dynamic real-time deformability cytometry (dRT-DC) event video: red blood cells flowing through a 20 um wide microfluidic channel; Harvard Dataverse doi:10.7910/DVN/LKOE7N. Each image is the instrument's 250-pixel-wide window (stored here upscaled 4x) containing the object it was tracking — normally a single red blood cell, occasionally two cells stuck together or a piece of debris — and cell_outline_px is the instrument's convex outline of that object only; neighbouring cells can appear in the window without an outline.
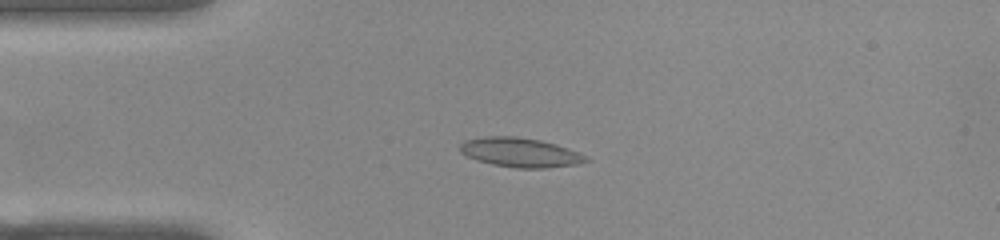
{"species": "common noctule bat (a hibernating species)", "species_latin": "Nyctalus noctula", "temperature_condition": "warm", "stored_images_in_passage": 44, "camera_frame_rate_fps": 3000, "um_per_image_px": 0.085, "animal": {"sex": "female", "body_mass_g": 22.0, "forearm_length_mm": 56.7}, "frame": {"image": 1, "passage_image": 4, "time_ms": 1.0, "image_size_px": [1000, 240], "cell_outline_px": [[592, 160], [576, 164], [544, 168], [516, 168], [492, 164], [476, 160], [460, 152], [460, 144], [464, 140], [488, 136], [516, 136], [540, 140], [556, 144], [580, 152], [588, 156]], "centroid_in_image_um": [44.25, 12.95], "position_along_channel_um": 40.8, "area_um2": 21.62}}
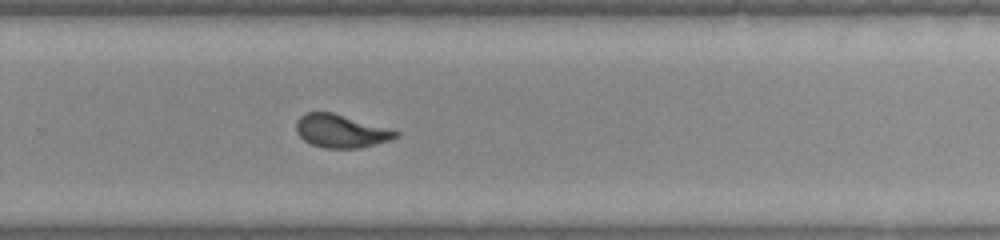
{"frame": {"image": 2, "passage_image": 26, "time_ms": 8.333, "image_size_px": [1000, 240], "cell_outline_px": [[400, 136], [392, 140], [360, 148], [324, 148], [312, 144], [304, 140], [296, 132], [296, 120], [304, 112], [332, 112], [396, 128], [400, 132]], "centroid_in_image_um": [29.07, 11.12], "position_along_channel_um": 300.7, "area_um2": 19.88}}
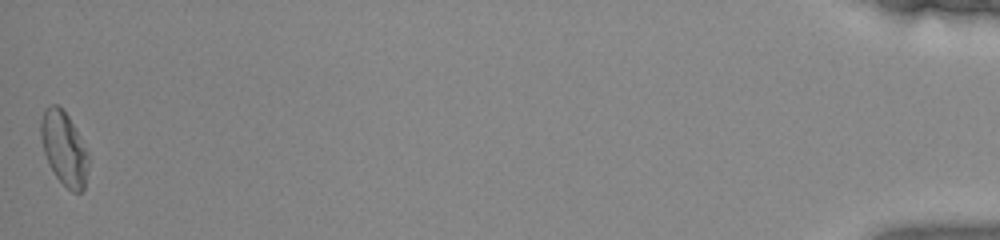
{"frame": {"image": 3, "passage_image": 44, "time_ms": 14.333, "image_size_px": [1000, 240], "cell_outline_px": [[88, 164], [84, 188], [80, 192], [72, 192], [56, 176], [44, 152], [40, 136], [40, 120], [44, 108], [52, 104], [56, 104], [68, 116], [76, 128], [88, 152]], "centroid_in_image_um": [5.44, 12.58], "position_along_channel_um": 429.8, "area_um2": 20.17}, "authors_computed_cell_mechanics": {"area_um2": 19.4208, "velocity_mm_per_s": 3.8406, "shape_relaxation_time_tau1_ms": null, "shape_relaxation_time_tau2_ms": 1.092, "deformation_change_tau1": null, "deformation_change_tau2": 0.0636}}